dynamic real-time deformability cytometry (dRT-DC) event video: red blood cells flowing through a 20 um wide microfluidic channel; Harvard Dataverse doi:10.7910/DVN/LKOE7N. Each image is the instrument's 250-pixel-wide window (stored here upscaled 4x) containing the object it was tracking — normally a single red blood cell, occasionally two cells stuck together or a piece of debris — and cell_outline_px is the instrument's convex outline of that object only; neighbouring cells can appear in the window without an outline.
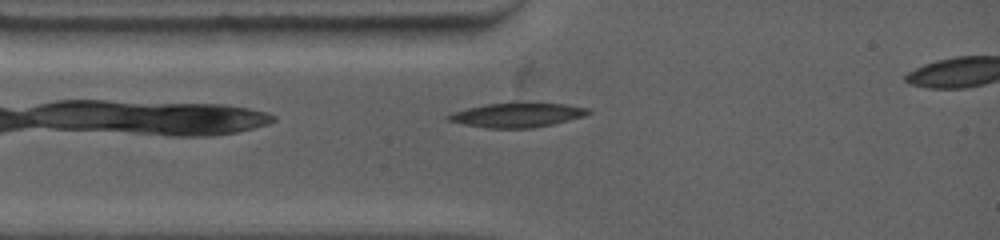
{"species": "common noctule bat (a hibernating species)", "species_latin": "Nyctalus noctula", "temperature_condition": "warm", "stored_images_in_passage": 37, "camera_frame_rate_fps": 4500, "um_per_image_px": 0.085, "animal": {"sex": "female", "body_mass_g": 19.0, "forearm_length_mm": 53.3}, "frame": {"image": 1, "passage_image": 6, "time_ms": 0.889, "image_size_px": [1000, 240], "cell_outline_px": [[592, 112], [584, 116], [552, 124], [532, 128], [488, 128], [464, 124], [448, 120], [444, 116], [452, 112], [468, 108], [488, 104], [564, 104], [588, 108]], "centroid_in_image_um": [43.93, 9.8], "position_along_channel_um": 41.1, "area_um2": 19.31}}
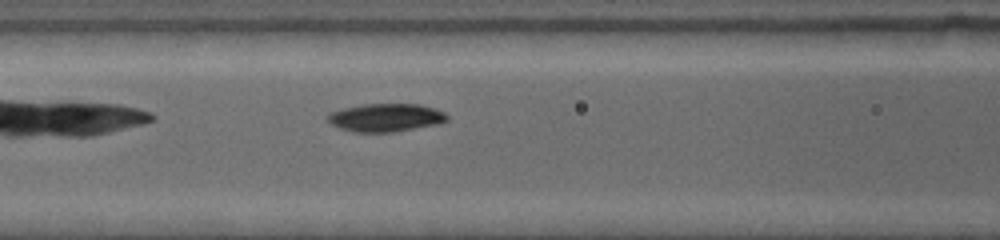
{"frame": {"image": 2, "passage_image": 20, "time_ms": 3.333, "image_size_px": [1000, 240], "cell_outline_px": [[448, 120], [436, 124], [392, 132], [352, 132], [340, 128], [332, 124], [328, 120], [328, 112], [344, 108], [364, 104], [420, 104], [444, 112], [448, 116]], "centroid_in_image_um": [32.76, 9.99], "position_along_channel_um": 133.8, "area_um2": 19.36}}
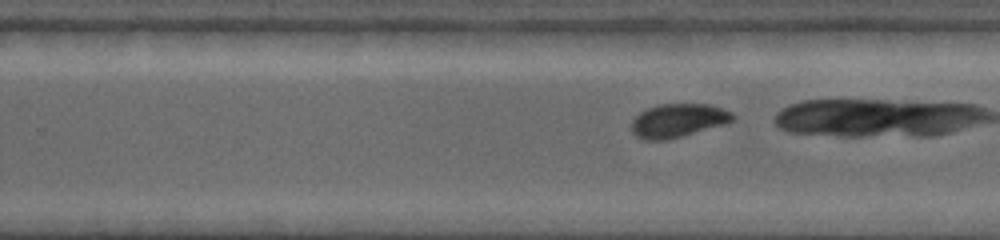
{"frame": {"image": 3, "passage_image": 33, "time_ms": 5.778, "image_size_px": [1000, 240], "cell_outline_px": [[736, 116], [732, 120], [720, 124], [680, 136], [664, 140], [644, 140], [636, 136], [632, 132], [632, 120], [640, 112], [648, 108], [660, 104], [712, 104], [732, 112]], "centroid_in_image_um": [57.59, 10.22], "position_along_channel_um": 272.2, "area_um2": 19.36}}